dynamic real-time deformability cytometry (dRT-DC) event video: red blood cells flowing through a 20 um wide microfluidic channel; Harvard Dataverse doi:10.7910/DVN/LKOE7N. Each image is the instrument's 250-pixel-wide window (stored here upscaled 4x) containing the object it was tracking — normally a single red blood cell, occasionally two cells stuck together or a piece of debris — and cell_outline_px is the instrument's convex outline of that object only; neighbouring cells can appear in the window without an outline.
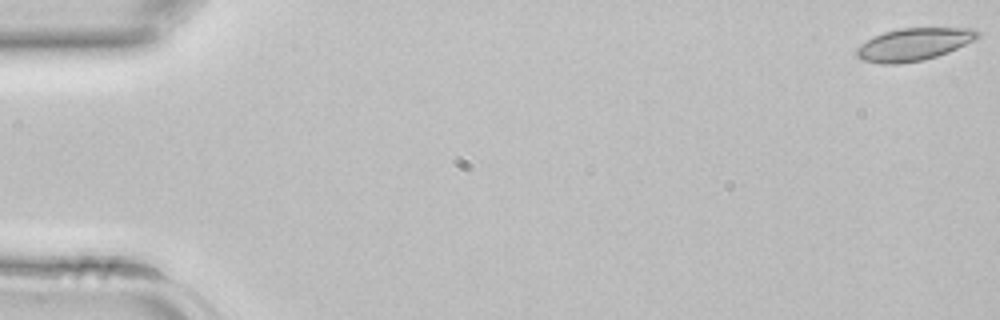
{"species": "common noctule bat (a hibernating species)", "species_latin": "Nyctalus noctula", "temperature_condition": "room temperature", "stored_images_in_passage": 43, "camera_frame_rate_fps": 3000, "um_per_image_px": 0.085, "animal": {"sex": "female", "body_mass_g": 22.7, "forearm_length_mm": 54.2}, "frame": {"image": 1, "passage_image": 1, "time_ms": 0.0, "image_size_px": [1000, 320], "cell_outline_px": [[980, 36], [976, 40], [948, 52], [924, 60], [896, 64], [880, 64], [860, 60], [856, 56], [856, 48], [868, 40], [884, 32], [900, 28], [976, 28], [980, 32]], "centroid_in_image_um": [77.7, 3.77], "position_along_channel_um": 7.3, "area_um2": 23.0}}
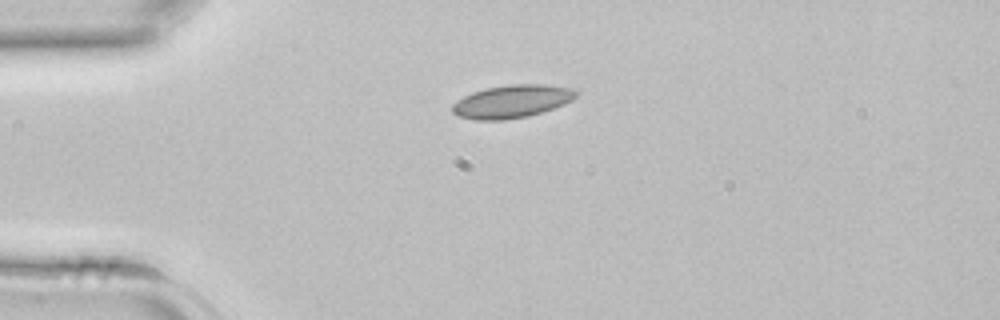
{"frame": {"image": 2, "passage_image": 11, "time_ms": 3.333, "image_size_px": [1000, 320], "cell_outline_px": [[580, 92], [572, 100], [564, 104], [528, 116], [504, 120], [476, 120], [456, 116], [452, 112], [452, 104], [456, 100], [472, 92], [488, 88], [508, 84], [544, 84], [572, 88]], "centroid_in_image_um": [43.49, 8.62], "position_along_channel_um": 41.5, "area_um2": 23.81}}
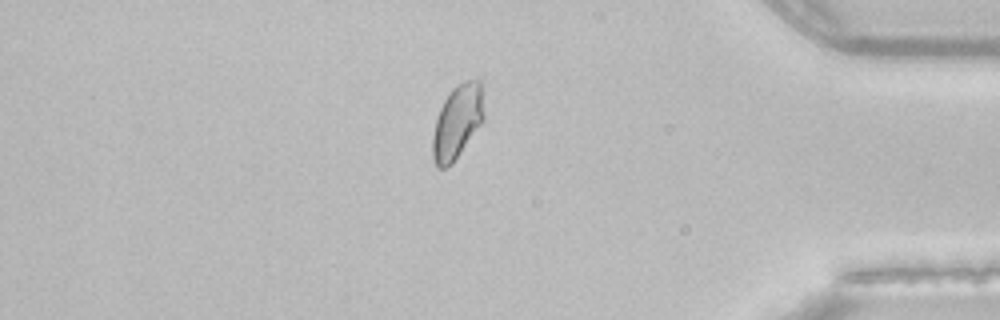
{"frame": {"image": 3, "passage_image": 37, "time_ms": 12.0, "image_size_px": [1000, 320], "cell_outline_px": [[484, 120], [452, 164], [444, 168], [436, 168], [432, 156], [432, 136], [436, 116], [444, 100], [452, 88], [456, 84], [464, 80], [480, 80], [484, 116]], "centroid_in_image_um": [38.84, 10.36], "position_along_channel_um": 396.4, "area_um2": 22.2}}